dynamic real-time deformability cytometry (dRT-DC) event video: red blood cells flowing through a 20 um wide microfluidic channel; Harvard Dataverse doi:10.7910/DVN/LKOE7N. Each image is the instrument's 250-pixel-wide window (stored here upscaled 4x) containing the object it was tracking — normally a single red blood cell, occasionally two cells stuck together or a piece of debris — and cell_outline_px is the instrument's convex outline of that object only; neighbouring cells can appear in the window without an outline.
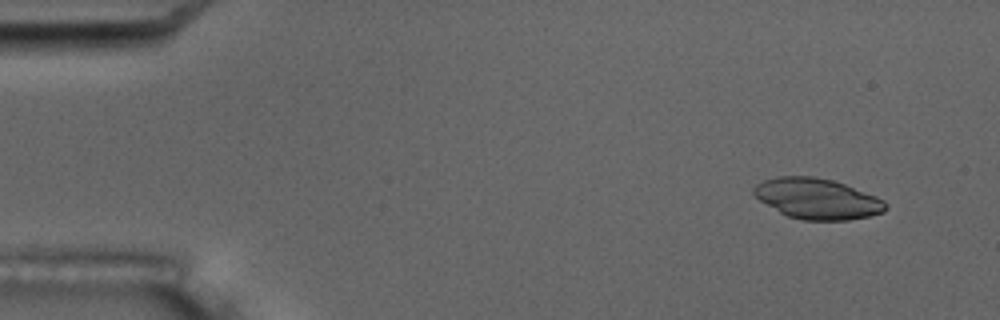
{"species": "common noctule bat (a hibernating species)", "species_latin": "Nyctalus noctula", "temperature_condition": "room temperature", "stored_images_in_passage": 3, "camera_frame_rate_fps": 3000, "um_per_image_px": 0.085, "animal": {"sex": "male", "body_mass_g": 17.5, "forearm_length_mm": 52.3}, "frame": {"image": 1, "passage_image": 1, "time_ms": 0.0, "image_size_px": [1000, 320], "cell_outline_px": [[888, 208], [884, 212], [868, 216], [848, 220], [804, 220], [788, 216], [780, 212], [760, 200], [752, 192], [752, 188], [756, 184], [764, 180], [776, 176], [812, 176], [832, 180], [844, 184], [876, 196], [884, 200], [888, 204]], "centroid_in_image_um": [69.47, 16.89], "position_along_channel_um": 15.5, "area_um2": 31.1}}